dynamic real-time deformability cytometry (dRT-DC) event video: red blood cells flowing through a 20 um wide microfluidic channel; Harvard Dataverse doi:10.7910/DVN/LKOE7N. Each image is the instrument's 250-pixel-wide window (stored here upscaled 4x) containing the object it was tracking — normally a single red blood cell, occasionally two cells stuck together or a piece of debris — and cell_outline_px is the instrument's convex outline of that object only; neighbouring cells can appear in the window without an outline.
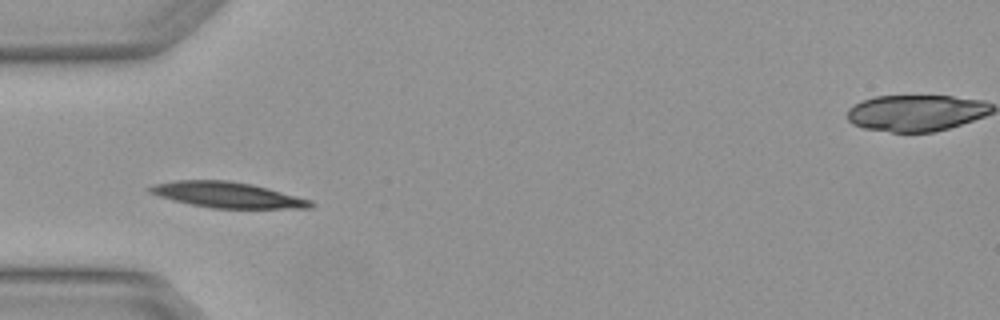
{"species": "Egyptian fruit bat (a non-hibernating species)", "species_latin": "Rousettus aegyptiacus", "temperature_condition": "warm", "stored_images_in_passage": 5, "camera_frame_rate_fps": 3000, "um_per_image_px": 0.085, "animal": {"sex": "female"}, "frame": {"image": 1, "passage_image": 4, "time_ms": 1.0, "image_size_px": [1000, 320], "cell_outline_px": [[316, 204], [312, 208], [212, 208], [172, 200], [148, 192], [148, 188], [152, 184], [176, 180], [228, 180], [252, 184], [268, 188], [312, 200]], "centroid_in_image_um": [19.34, 16.56], "position_along_channel_um": 65.7, "area_um2": 24.04}}